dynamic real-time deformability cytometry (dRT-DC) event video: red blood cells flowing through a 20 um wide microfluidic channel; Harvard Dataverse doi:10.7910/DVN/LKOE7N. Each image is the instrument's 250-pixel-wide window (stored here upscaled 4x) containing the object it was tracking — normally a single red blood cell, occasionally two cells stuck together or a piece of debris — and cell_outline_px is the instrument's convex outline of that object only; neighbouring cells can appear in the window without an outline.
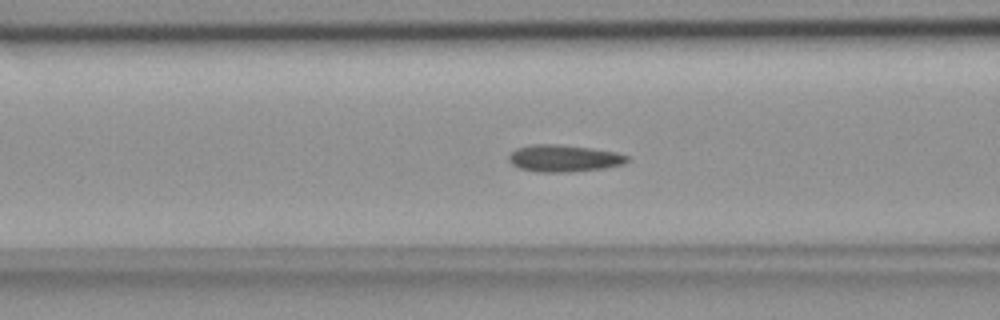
{"species": "common noctule bat (a hibernating species)", "species_latin": "Nyctalus noctula", "temperature_condition": "room temperature", "stored_images_in_passage": 40, "camera_frame_rate_fps": 3000, "um_per_image_px": 0.085, "animal": {"sex": "female", "body_mass_g": 18.4}, "frame": {"image": 1, "passage_image": 6, "time_ms": 1.667, "image_size_px": [1000, 320], "cell_outline_px": [[628, 160], [620, 164], [604, 168], [572, 172], [540, 172], [520, 168], [512, 164], [508, 160], [508, 156], [516, 148], [532, 144], [560, 144], [592, 148], [616, 152], [628, 156]], "centroid_in_image_um": [47.9, 13.45], "position_along_channel_um": 118.7, "area_um2": 18.55}}
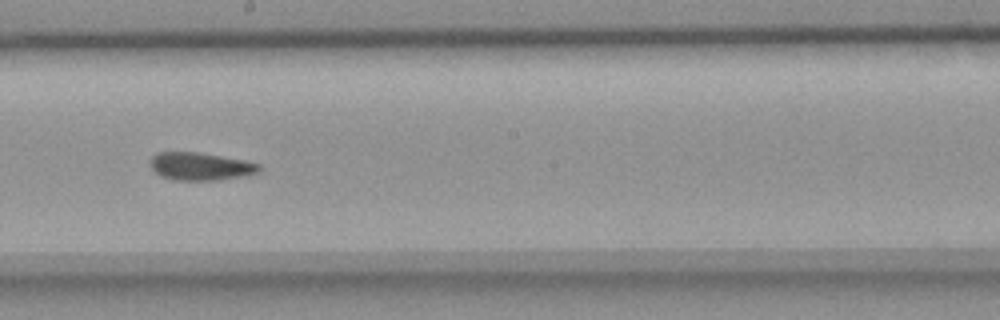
{"frame": {"image": 2, "passage_image": 15, "time_ms": 4.667, "image_size_px": [1000, 320], "cell_outline_px": [[260, 172], [244, 176], [216, 180], [172, 180], [160, 176], [148, 164], [148, 160], [156, 152], [196, 152], [244, 160], [260, 164]], "centroid_in_image_um": [16.99, 14.14], "position_along_channel_um": 231.2, "area_um2": 17.74}}
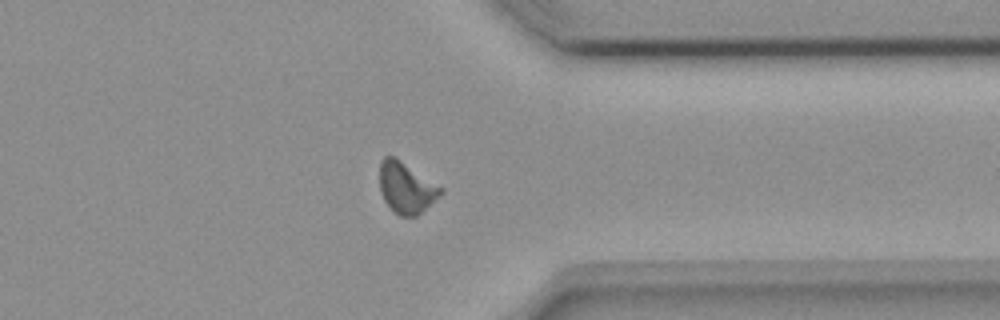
{"frame": {"image": 3, "passage_image": 27, "time_ms": 8.667, "image_size_px": [1000, 320], "cell_outline_px": [[444, 192], [440, 196], [416, 216], [400, 216], [384, 200], [380, 192], [380, 160], [384, 156], [396, 156], [444, 188]], "centroid_in_image_um": [34.54, 15.91], "position_along_channel_um": 376.9, "area_um2": 18.26}, "authors_computed_cell_mechanics": {"area_um2": 17.5134, "velocity_mm_per_s": 3.7589, "shape_relaxation_time_tau1_ms": 7.7686, "shape_relaxation_time_tau2_ms": 2.688, "deformation_change_tau1": 0.1485, "deformation_change_tau2": 0.0808}}